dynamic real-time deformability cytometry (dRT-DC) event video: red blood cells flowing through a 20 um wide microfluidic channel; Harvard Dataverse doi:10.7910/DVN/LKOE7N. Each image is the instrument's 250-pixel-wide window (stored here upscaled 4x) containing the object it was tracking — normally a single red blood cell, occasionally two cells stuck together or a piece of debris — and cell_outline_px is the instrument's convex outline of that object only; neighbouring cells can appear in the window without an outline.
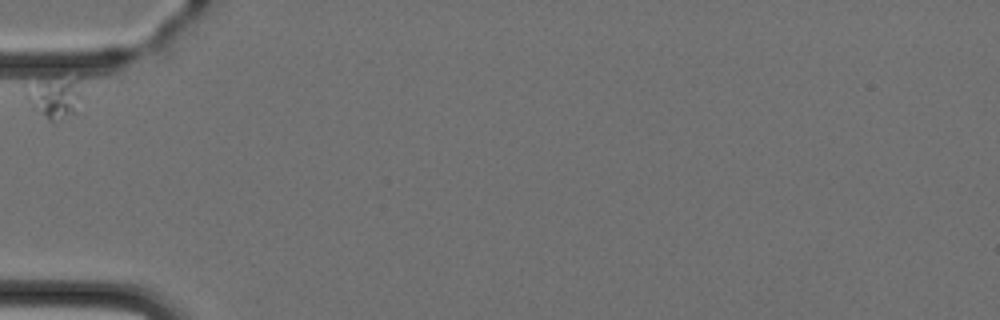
{"species": "Egyptian fruit bat (a non-hibernating species)", "species_latin": "Rousettus aegyptiacus", "temperature_condition": "cold", "stored_images_in_passage": 4, "camera_frame_rate_fps": 3000, "um_per_image_px": 0.085, "animal": {"sex": "female"}, "frame": {"image": 1, "passage_image": 1, "time_ms": 0.0, "image_size_px": [1000, 320], "cell_outline_px": [[80, 96], [76, 112], [56, 124], [52, 124], [28, 100], [24, 92], [24, 84], [52, 76], [76, 80], [80, 92]], "centroid_in_image_um": [4.58, 8.28], "position_along_channel_um": 80.4, "area_um2": 13.64}}